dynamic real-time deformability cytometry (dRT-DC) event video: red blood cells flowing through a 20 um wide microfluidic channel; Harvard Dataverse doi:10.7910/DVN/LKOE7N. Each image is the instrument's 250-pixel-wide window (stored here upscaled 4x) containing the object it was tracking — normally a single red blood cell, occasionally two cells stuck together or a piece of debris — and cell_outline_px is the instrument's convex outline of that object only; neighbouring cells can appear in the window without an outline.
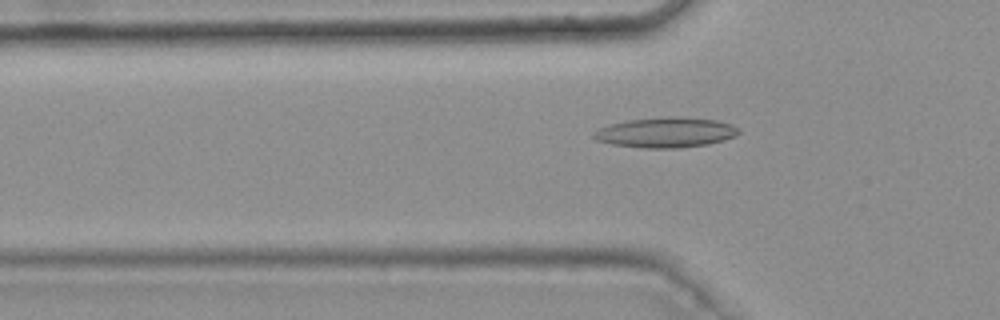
{"species": "common noctule bat (a hibernating species)", "species_latin": "Nyctalus noctula", "temperature_condition": "warm", "stored_images_in_passage": 48, "camera_frame_rate_fps": 3000, "um_per_image_px": 0.085, "animal": {"sex": "female", "body_mass_g": 25.1}, "frame": {"image": 1, "passage_image": 17, "time_ms": 5.333, "image_size_px": [1000, 320], "cell_outline_px": [[740, 132], [736, 136], [724, 140], [708, 144], [680, 148], [644, 148], [612, 144], [596, 140], [592, 136], [592, 132], [600, 128], [612, 124], [628, 120], [668, 116], [676, 116], [716, 120], [732, 124]], "centroid_in_image_um": [56.6, 11.26], "position_along_channel_um": 69.2, "area_um2": 25.49}}
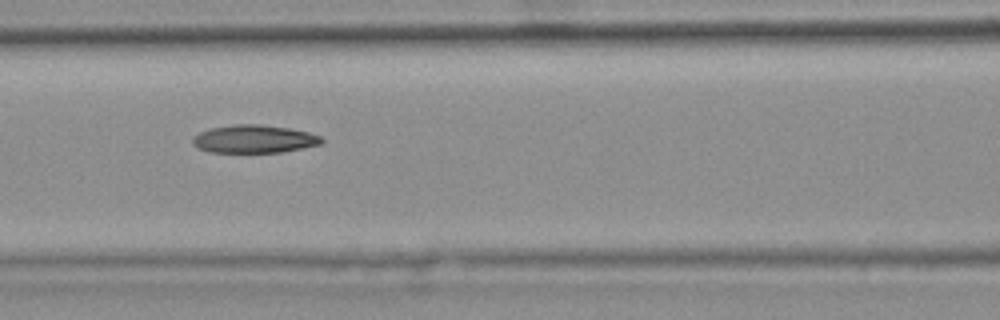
{"frame": {"image": 2, "passage_image": 23, "time_ms": 7.333, "image_size_px": [1000, 320], "cell_outline_px": [[324, 140], [320, 144], [280, 152], [208, 152], [192, 144], [192, 136], [208, 128], [232, 124], [260, 124], [292, 128], [308, 132], [320, 136]], "centroid_in_image_um": [21.56, 11.8], "position_along_channel_um": 145.0, "area_um2": 21.1}}
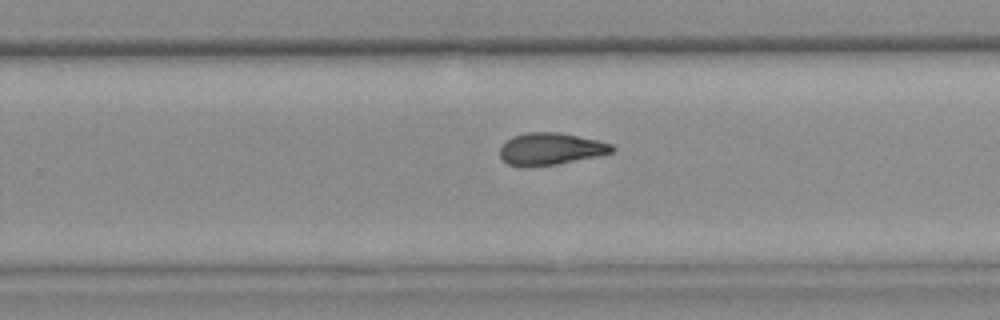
{"frame": {"image": 3, "passage_image": 34, "time_ms": 11.0, "image_size_px": [1000, 320], "cell_outline_px": [[616, 148], [612, 152], [596, 156], [556, 164], [508, 164], [500, 156], [500, 148], [512, 136], [524, 132], [560, 132], [596, 140], [612, 144]], "centroid_in_image_um": [46.83, 12.61], "position_along_channel_um": 283.0, "area_um2": 20.23}, "authors_computed_cell_mechanics": {"area_um2": 21.386, "velocity_mm_per_s": 3.7789, "shape_relaxation_time_tau1_ms": null, "shape_relaxation_time_tau2_ms": 5.3899, "deformation_change_tau1": null, "deformation_change_tau2": 0.1297}}